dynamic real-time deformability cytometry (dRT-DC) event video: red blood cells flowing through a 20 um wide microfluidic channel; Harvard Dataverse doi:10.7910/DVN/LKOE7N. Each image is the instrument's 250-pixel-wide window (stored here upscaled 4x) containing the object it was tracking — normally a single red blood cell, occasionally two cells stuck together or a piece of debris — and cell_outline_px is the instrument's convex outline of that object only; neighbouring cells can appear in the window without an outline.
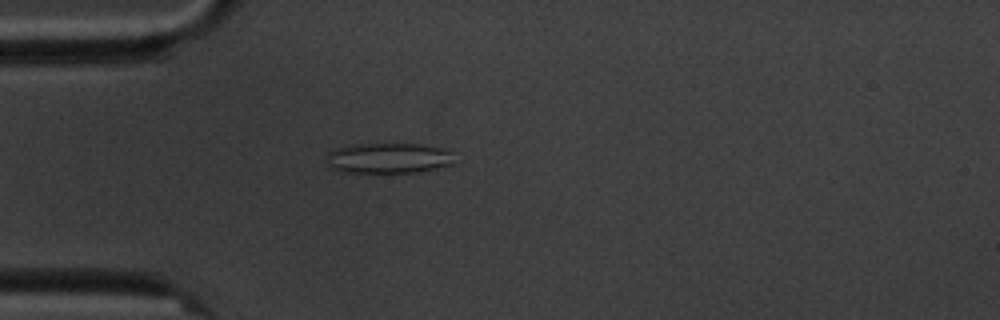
{"species": "common noctule bat (a hibernating species)", "species_latin": "Nyctalus noctula", "temperature_condition": "cold", "stored_images_in_passage": 2, "camera_frame_rate_fps": 3000, "um_per_image_px": 0.085, "animal": {"sex": "male", "body_mass_g": 20.1, "forearm_length_mm": 53.5}, "frame": {"image": 1, "passage_image": 2, "time_ms": 1.0, "image_size_px": [1000, 320], "cell_outline_px": [[452, 164], [420, 172], [340, 172], [328, 168], [324, 160], [328, 152], [332, 148], [348, 144], [420, 144], [444, 148], [448, 152]], "centroid_in_image_um": [32.85, 13.44], "position_along_channel_um": 52.1, "area_um2": 22.89}}